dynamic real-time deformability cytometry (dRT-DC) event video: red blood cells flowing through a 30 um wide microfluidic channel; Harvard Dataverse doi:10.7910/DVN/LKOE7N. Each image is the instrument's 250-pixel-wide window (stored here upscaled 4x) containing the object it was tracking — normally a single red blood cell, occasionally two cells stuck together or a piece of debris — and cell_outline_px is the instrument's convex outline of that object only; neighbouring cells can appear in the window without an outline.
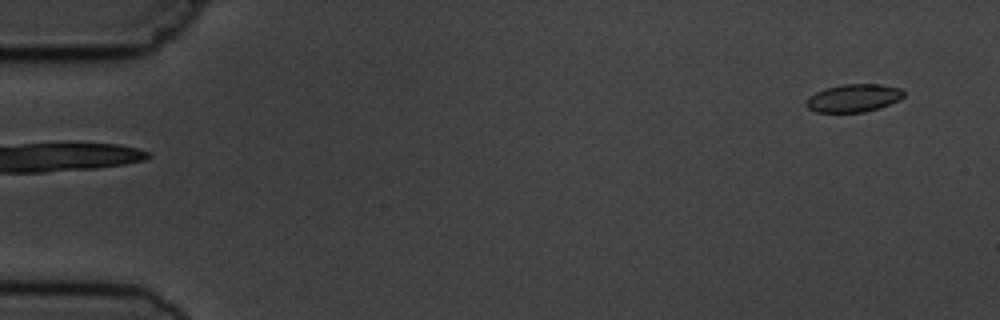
{"species": "common noctule bat (a hibernating species)", "species_latin": "Nyctalus noctula", "temperature_condition": "cold", "stored_images_in_passage": 6, "segment_of_instrument_passage": [2, 2], "camera_frame_rate_fps": 3000, "um_per_image_px": 0.085, "animal": {"sex": "male", "body_mass_g": 19.5, "forearm_length_mm": 54.6}, "frame": {"image": 1, "passage_image": 6, "time_ms": 5.667, "image_size_px": [1000, 320], "cell_outline_px": [[904, 96], [900, 100], [880, 108], [864, 112], [816, 112], [808, 108], [804, 104], [804, 100], [816, 92], [824, 88], [844, 84], [884, 84], [900, 88], [904, 92]], "centroid_in_image_um": [72.55, 8.33], "position_along_channel_um": 12.4, "area_um2": 16.07}}